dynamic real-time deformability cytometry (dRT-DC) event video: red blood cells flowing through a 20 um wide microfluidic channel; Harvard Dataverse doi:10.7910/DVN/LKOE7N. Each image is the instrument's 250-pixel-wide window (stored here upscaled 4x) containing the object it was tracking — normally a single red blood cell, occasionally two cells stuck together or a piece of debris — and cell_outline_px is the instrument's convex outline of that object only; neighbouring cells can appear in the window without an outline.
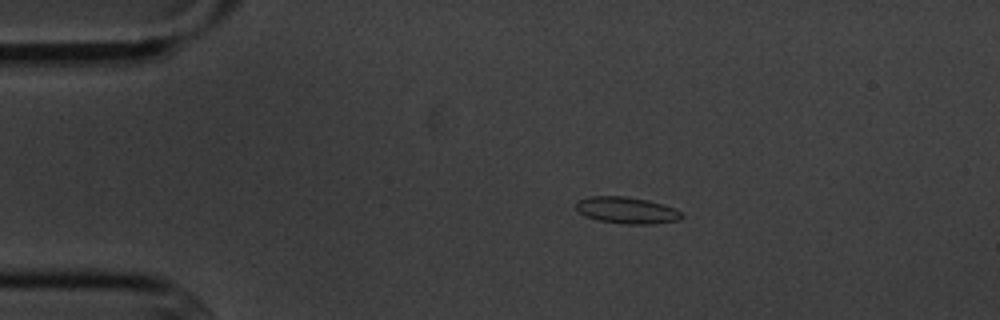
{"species": "common noctule bat (a hibernating species)", "species_latin": "Nyctalus noctula", "temperature_condition": "cold", "stored_images_in_passage": 7, "camera_frame_rate_fps": 3000, "um_per_image_px": 0.085, "animal": {"sex": "male", "body_mass_g": 20.1, "forearm_length_mm": 53.5}, "frame": {"image": 1, "passage_image": 1, "time_ms": 0.0, "image_size_px": [1000, 320], "cell_outline_px": [[684, 216], [680, 220], [652, 224], [628, 224], [596, 220], [584, 216], [576, 208], [576, 200], [588, 196], [624, 196], [648, 200], [672, 208], [680, 212]], "centroid_in_image_um": [53.23, 17.87], "position_along_channel_um": 31.8, "area_um2": 16.36}}
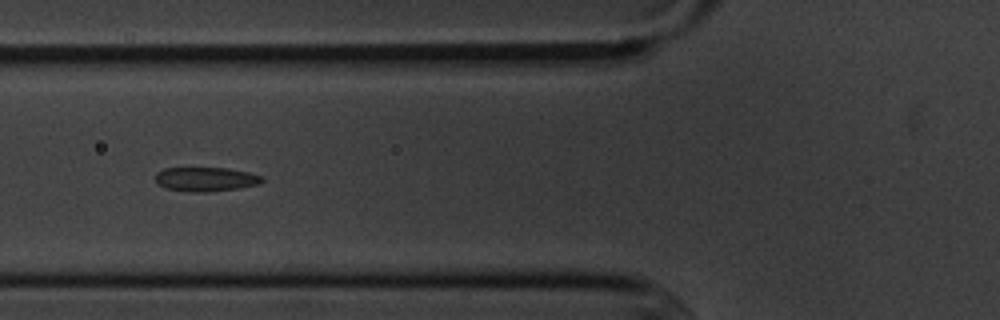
{"frame": {"image": 2, "passage_image": 4, "time_ms": 3.333, "image_size_px": [1000, 320], "cell_outline_px": [[264, 180], [260, 184], [240, 188], [208, 192], [192, 192], [164, 188], [156, 180], [156, 172], [164, 168], [228, 168], [248, 172], [264, 176]], "centroid_in_image_um": [17.53, 15.23], "position_along_channel_um": 108.3, "area_um2": 15.14}}
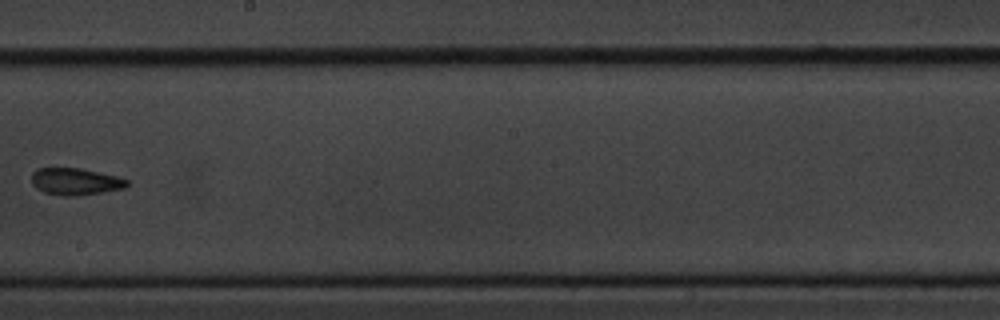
{"frame": {"image": 3, "passage_image": 7, "time_ms": 7.0, "image_size_px": [1000, 320], "cell_outline_px": [[128, 184], [124, 188], [76, 196], [64, 196], [44, 192], [36, 188], [32, 184], [32, 172], [36, 168], [80, 168], [116, 176], [128, 180]], "centroid_in_image_um": [6.37, 15.42], "position_along_channel_um": 241.8, "area_um2": 14.85}}